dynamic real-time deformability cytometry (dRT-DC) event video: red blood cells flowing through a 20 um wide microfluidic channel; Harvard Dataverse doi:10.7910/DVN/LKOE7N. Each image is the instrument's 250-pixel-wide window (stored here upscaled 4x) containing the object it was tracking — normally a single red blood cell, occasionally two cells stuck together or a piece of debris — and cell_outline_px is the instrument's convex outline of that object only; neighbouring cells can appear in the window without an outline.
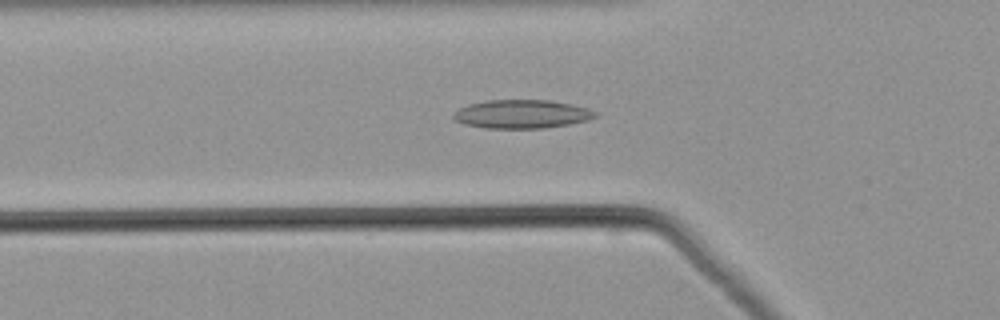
{"species": "common noctule bat (a hibernating species)", "species_latin": "Nyctalus noctula", "temperature_condition": "warm", "stored_images_in_passage": 51, "camera_frame_rate_fps": 3000, "um_per_image_px": 0.085, "animal": {"sex": "male", "body_mass_g": 21.5, "forearm_length_mm": 52.0}, "frame": {"image": 1, "passage_image": 18, "time_ms": 5.667, "image_size_px": [1000, 320], "cell_outline_px": [[596, 116], [588, 120], [568, 124], [544, 128], [484, 128], [464, 124], [456, 120], [452, 116], [452, 112], [468, 104], [488, 100], [552, 100], [572, 104], [588, 108], [596, 112]], "centroid_in_image_um": [44.33, 9.69], "position_along_channel_um": 81.5, "area_um2": 23.64}}
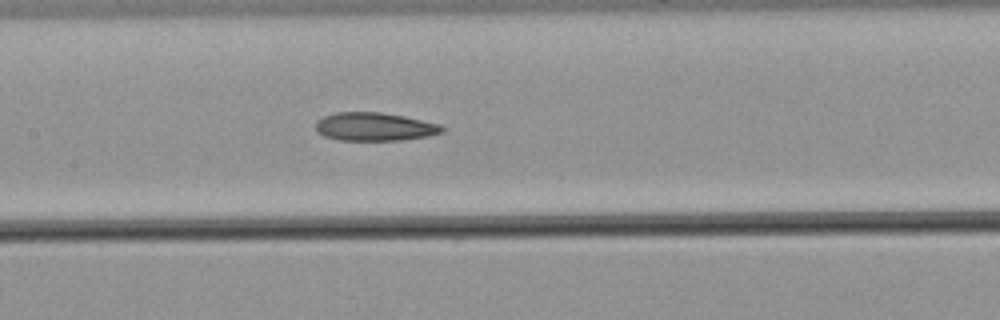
{"frame": {"image": 2, "passage_image": 25, "time_ms": 8.0, "image_size_px": [1000, 320], "cell_outline_px": [[448, 128], [444, 132], [428, 136], [404, 140], [340, 140], [324, 136], [316, 132], [316, 120], [324, 116], [336, 112], [380, 112], [404, 116], [440, 124]], "centroid_in_image_um": [31.87, 10.77], "position_along_channel_um": 175.5, "area_um2": 21.04}}
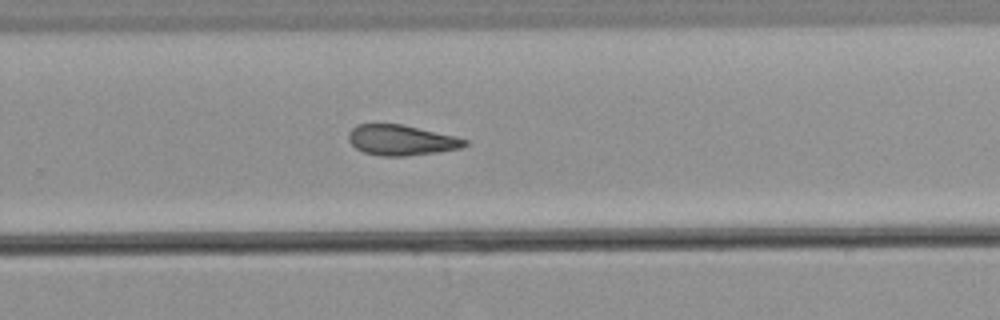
{"frame": {"image": 3, "passage_image": 34, "time_ms": 11.0, "image_size_px": [1000, 320], "cell_outline_px": [[468, 144], [460, 148], [436, 152], [408, 156], [380, 156], [364, 152], [356, 148], [348, 140], [348, 132], [356, 124], [400, 124], [456, 136], [468, 140]], "centroid_in_image_um": [34.09, 11.91], "position_along_channel_um": 295.7, "area_um2": 20.58}}